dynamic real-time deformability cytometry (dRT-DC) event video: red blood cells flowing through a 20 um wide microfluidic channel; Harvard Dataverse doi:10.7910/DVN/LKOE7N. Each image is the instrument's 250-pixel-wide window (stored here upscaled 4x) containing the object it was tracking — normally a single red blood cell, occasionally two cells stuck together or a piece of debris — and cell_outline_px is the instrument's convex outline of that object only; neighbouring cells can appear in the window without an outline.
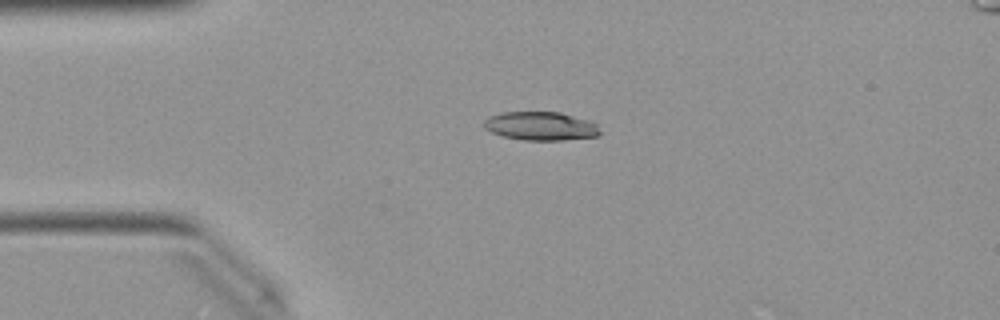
{"species": "Egyptian fruit bat (a non-hibernating species)", "species_latin": "Rousettus aegyptiacus", "temperature_condition": "warm", "stored_images_in_passage": 29, "camera_frame_rate_fps": 3000, "um_per_image_px": 0.085, "animal": {"sex": "female"}, "frame": {"image": 1, "passage_image": 1, "time_ms": 0.0, "image_size_px": [1000, 320], "cell_outline_px": [[600, 136], [564, 140], [524, 140], [504, 136], [492, 132], [484, 128], [484, 120], [488, 116], [500, 112], [560, 112], [588, 120], [596, 124], [600, 132]], "centroid_in_image_um": [45.95, 10.71], "position_along_channel_um": 39.0, "area_um2": 19.36}}
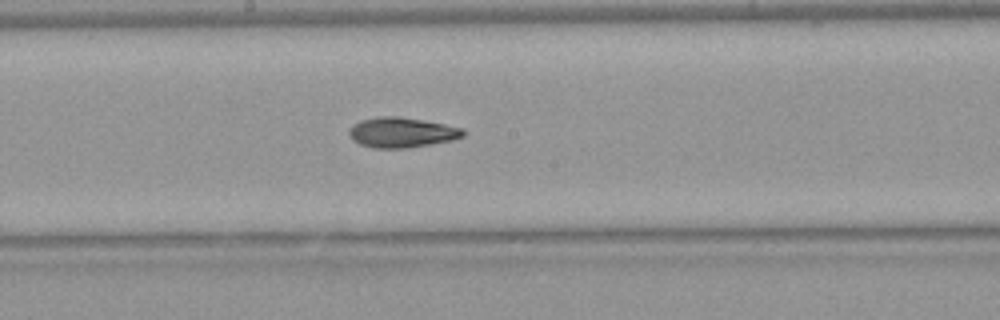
{"frame": {"image": 2, "passage_image": 16, "time_ms": 5.0, "image_size_px": [1000, 320], "cell_outline_px": [[464, 136], [452, 140], [408, 148], [372, 148], [360, 144], [352, 140], [348, 136], [348, 128], [352, 124], [360, 120], [380, 116], [396, 116], [444, 124], [464, 128]], "centroid_in_image_um": [34.09, 11.26], "position_along_channel_um": 214.1, "area_um2": 20.11}}
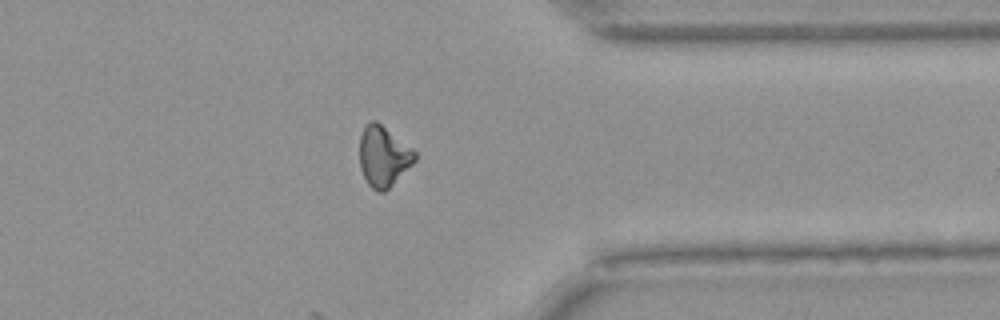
{"frame": {"image": 3, "passage_image": 29, "time_ms": 9.333, "image_size_px": [1000, 320], "cell_outline_px": [[416, 160], [384, 192], [376, 192], [368, 184], [360, 168], [360, 136], [364, 128], [372, 120], [376, 120], [412, 148], [416, 152]], "centroid_in_image_um": [32.58, 13.29], "position_along_channel_um": 378.8, "area_um2": 19.19}, "authors_computed_cell_mechanics": {"area_um2": 19.5942, "velocity_mm_per_s": 4.031, "shape_relaxation_time_tau1_ms": 8.7562, "shape_relaxation_time_tau2_ms": 3.0273, "deformation_change_tau1": 0.2375, "deformation_change_tau2": 0.101}}